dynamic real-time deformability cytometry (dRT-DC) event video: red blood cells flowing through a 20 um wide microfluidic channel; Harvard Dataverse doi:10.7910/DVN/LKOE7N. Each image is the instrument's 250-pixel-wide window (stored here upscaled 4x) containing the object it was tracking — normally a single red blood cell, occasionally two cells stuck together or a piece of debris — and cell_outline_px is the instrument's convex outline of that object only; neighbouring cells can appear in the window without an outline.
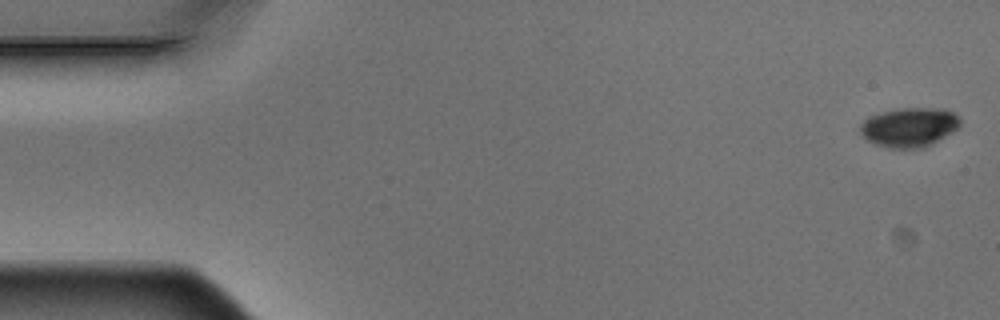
{"species": "Egyptian fruit bat (a non-hibernating species)", "species_latin": "Rousettus aegyptiacus", "temperature_condition": "warm", "stored_images_in_passage": 5, "camera_frame_rate_fps": 3000, "um_per_image_px": 0.085, "animal": {"sex": "male"}, "frame": {"image": 1, "passage_image": 1, "time_ms": 0.0, "image_size_px": [1000, 320], "cell_outline_px": [[960, 124], [952, 132], [924, 148], [888, 148], [876, 144], [868, 140], [860, 132], [860, 124], [868, 116], [900, 108], [944, 108], [960, 116]], "centroid_in_image_um": [77.29, 10.8], "position_along_channel_um": 7.7, "area_um2": 22.83}}
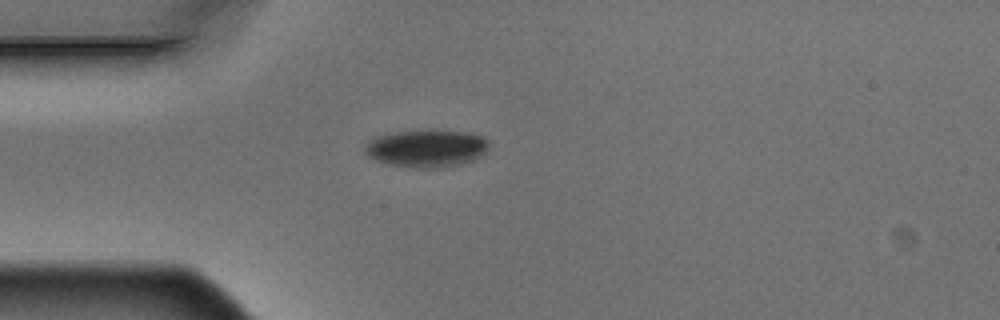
{"frame": {"image": 2, "passage_image": 5, "time_ms": 1.333, "image_size_px": [1000, 320], "cell_outline_px": [[488, 152], [476, 160], [464, 164], [440, 168], [412, 168], [388, 164], [376, 160], [368, 156], [364, 152], [364, 144], [368, 140], [376, 136], [396, 132], [464, 132], [480, 136], [488, 140]], "centroid_in_image_um": [36.25, 12.66], "position_along_channel_um": 48.7, "area_um2": 26.99}}